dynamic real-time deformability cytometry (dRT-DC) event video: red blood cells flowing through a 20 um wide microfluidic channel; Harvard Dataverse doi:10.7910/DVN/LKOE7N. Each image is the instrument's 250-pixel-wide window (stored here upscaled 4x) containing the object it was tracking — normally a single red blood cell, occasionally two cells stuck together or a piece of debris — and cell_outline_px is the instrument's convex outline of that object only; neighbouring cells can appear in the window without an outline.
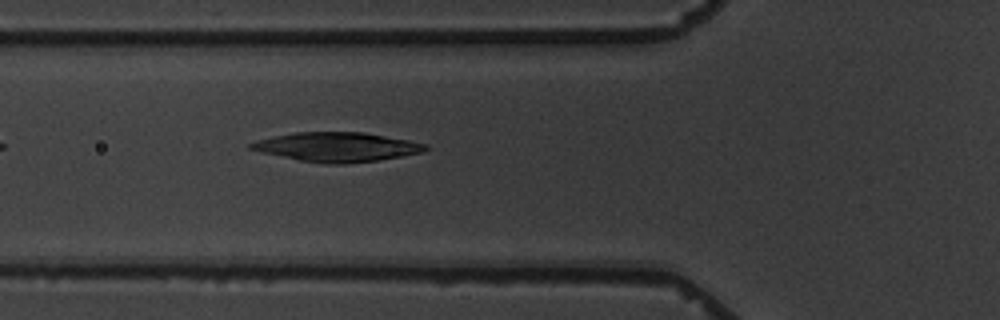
{"species": "common noctule bat (a hibernating species)", "species_latin": "Nyctalus noctula", "temperature_condition": "warm", "stored_images_in_passage": 3, "camera_frame_rate_fps": 3000, "um_per_image_px": 0.085, "animal": {"sex": "male", "body_mass_g": 19.5, "forearm_length_mm": 54.6}, "frame": {"image": 1, "passage_image": 3, "time_ms": 2.333, "image_size_px": [1000, 320], "cell_outline_px": [[428, 148], [424, 152], [380, 160], [344, 164], [328, 164], [300, 160], [264, 152], [248, 148], [248, 144], [256, 140], [296, 132], [364, 132], [408, 140], [428, 144]], "centroid_in_image_um": [28.69, 12.49], "position_along_channel_um": 97.1, "area_um2": 29.59}}